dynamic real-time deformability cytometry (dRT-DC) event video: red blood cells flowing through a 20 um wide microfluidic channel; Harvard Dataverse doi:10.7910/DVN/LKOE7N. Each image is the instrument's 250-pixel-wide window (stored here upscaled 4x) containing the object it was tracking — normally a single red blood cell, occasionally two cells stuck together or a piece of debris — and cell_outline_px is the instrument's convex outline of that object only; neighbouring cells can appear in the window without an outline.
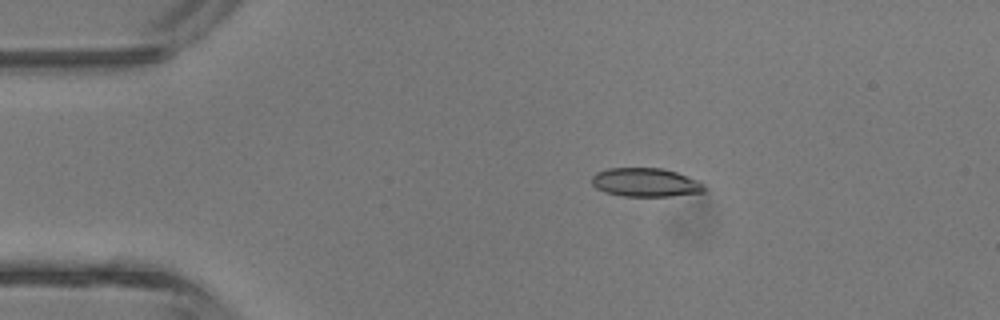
{"species": "common noctule bat (a hibernating species)", "species_latin": "Nyctalus noctula", "temperature_condition": "room temperature", "stored_images_in_passage": 36, "camera_frame_rate_fps": 3000, "um_per_image_px": 0.085, "animal": {"sex": "male", "body_mass_g": 13.3}, "frame": {"image": 1, "passage_image": 1, "time_ms": 0.0, "image_size_px": [1000, 320], "cell_outline_px": [[708, 188], [704, 192], [672, 196], [624, 196], [604, 192], [596, 188], [592, 184], [592, 176], [596, 172], [608, 168], [664, 168], [700, 180]], "centroid_in_image_um": [54.91, 15.5], "position_along_channel_um": 30.1, "area_um2": 19.07}}
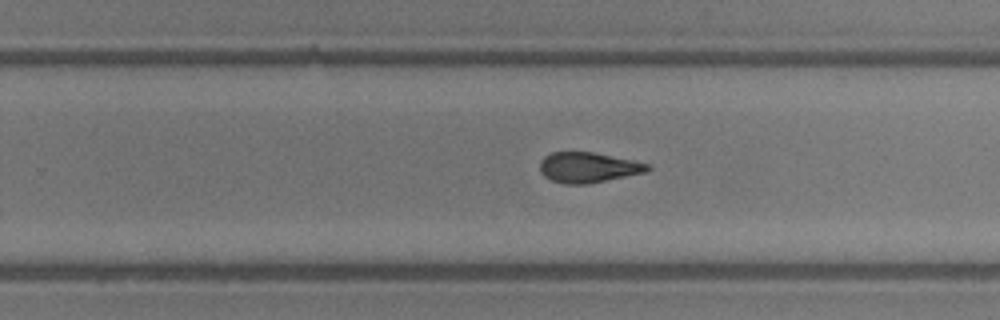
{"frame": {"image": 2, "passage_image": 20, "time_ms": 6.333, "image_size_px": [1000, 320], "cell_outline_px": [[652, 168], [644, 172], [588, 184], [564, 184], [552, 180], [544, 176], [540, 172], [540, 160], [544, 156], [552, 152], [592, 152], [632, 160], [648, 164]], "centroid_in_image_um": [49.94, 14.23], "position_along_channel_um": 279.9, "area_um2": 18.84}}
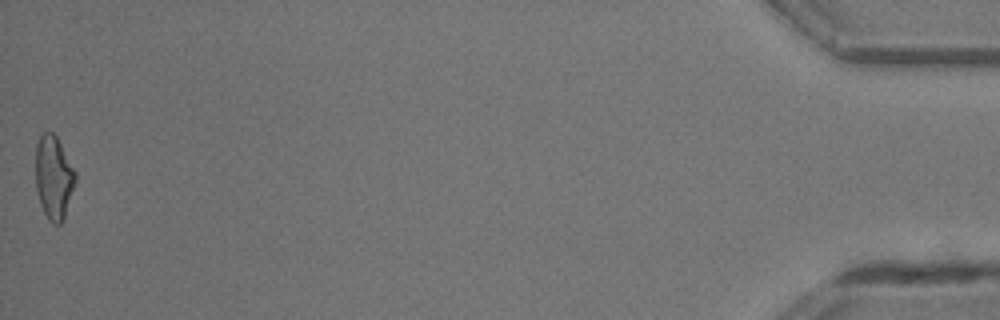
{"frame": {"image": 3, "passage_image": 36, "time_ms": 11.667, "image_size_px": [1000, 320], "cell_outline_px": [[76, 180], [64, 220], [60, 224], [52, 224], [48, 220], [40, 204], [36, 188], [36, 144], [40, 136], [44, 132], [52, 132], [56, 136], [76, 172]], "centroid_in_image_um": [4.57, 15.11], "position_along_channel_um": 430.6, "area_um2": 19.36}, "authors_computed_cell_mechanics": {"area_um2": 19.2474, "velocity_mm_per_s": 4.7694, "shape_relaxation_time_tau1_ms": 7.1639, "shape_relaxation_time_tau2_ms": 3.8543, "deformation_change_tau1": 0.1999, "deformation_change_tau2": 0.1481}}